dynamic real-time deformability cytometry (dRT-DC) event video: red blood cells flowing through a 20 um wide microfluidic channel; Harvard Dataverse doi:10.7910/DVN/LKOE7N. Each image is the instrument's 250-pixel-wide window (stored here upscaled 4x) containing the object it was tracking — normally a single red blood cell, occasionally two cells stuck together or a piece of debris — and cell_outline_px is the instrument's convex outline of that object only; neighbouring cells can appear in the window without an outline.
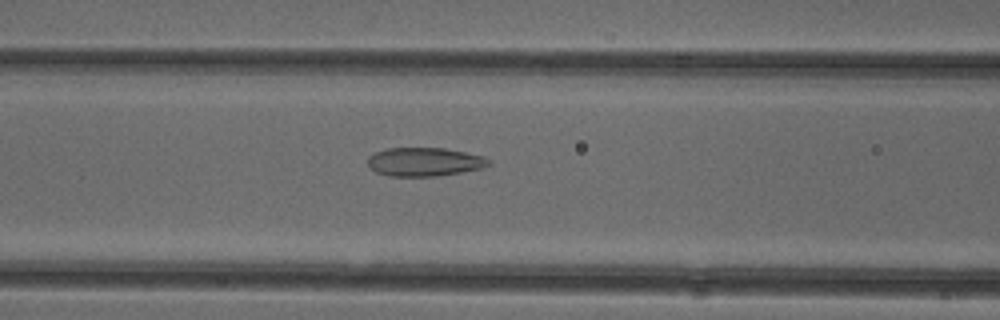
{"species": "common noctule bat (a hibernating species)", "species_latin": "Nyctalus noctula", "temperature_condition": "cold", "stored_images_in_passage": 52, "camera_frame_rate_fps": 3000, "um_per_image_px": 0.085, "animal": {"sex": "female"}, "frame": {"image": 1, "passage_image": 21, "time_ms": 6.667, "image_size_px": [1000, 320], "cell_outline_px": [[492, 164], [484, 168], [436, 176], [392, 176], [376, 172], [368, 168], [368, 156], [376, 152], [388, 148], [444, 148], [484, 156]], "centroid_in_image_um": [36.07, 13.76], "position_along_channel_um": 130.5, "area_um2": 20.17}}
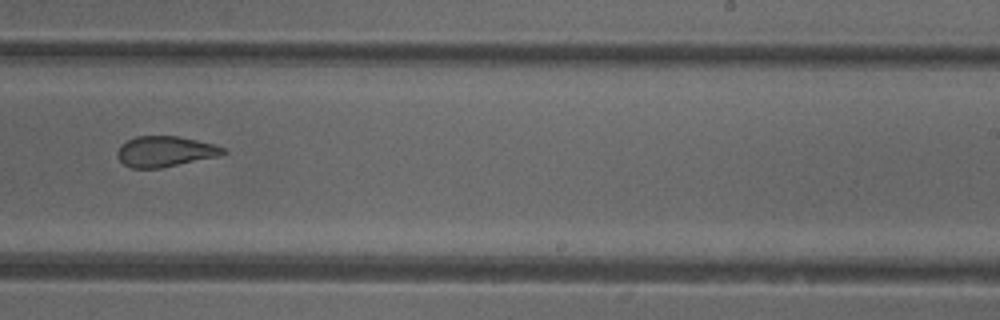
{"frame": {"image": 2, "passage_image": 32, "time_ms": 10.333, "image_size_px": [1000, 320], "cell_outline_px": [[228, 152], [220, 156], [160, 168], [132, 168], [124, 164], [116, 156], [116, 152], [120, 144], [136, 136], [176, 136], [216, 144], [228, 148]], "centroid_in_image_um": [14.07, 12.87], "position_along_channel_um": 274.9, "area_um2": 19.07}}
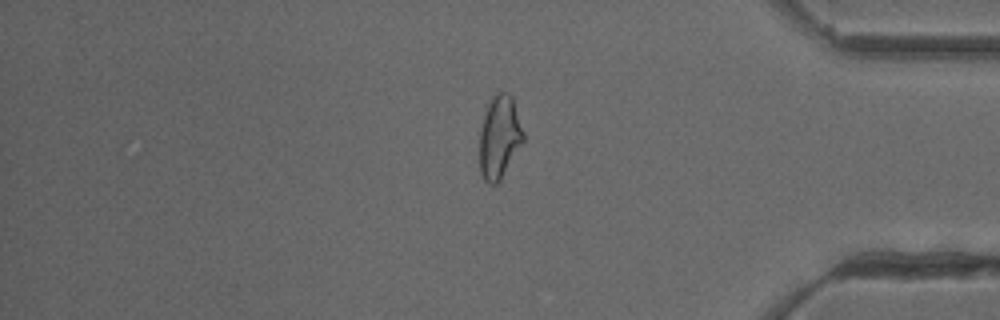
{"frame": {"image": 3, "passage_image": 43, "time_ms": 14.0, "image_size_px": [1000, 320], "cell_outline_px": [[524, 140], [500, 180], [496, 184], [488, 184], [484, 180], [480, 172], [480, 128], [488, 104], [492, 96], [496, 92], [508, 92], [512, 96], [524, 132]], "centroid_in_image_um": [42.45, 11.64], "position_along_channel_um": 392.7, "area_um2": 21.1}, "authors_computed_cell_mechanics": {"area_um2": 21.7328, "velocity_mm_per_s": 3.945, "shape_relaxation_time_tau1_ms": null, "shape_relaxation_time_tau2_ms": 1.8992, "deformation_change_tau1": null, "deformation_change_tau2": 0.1018}}